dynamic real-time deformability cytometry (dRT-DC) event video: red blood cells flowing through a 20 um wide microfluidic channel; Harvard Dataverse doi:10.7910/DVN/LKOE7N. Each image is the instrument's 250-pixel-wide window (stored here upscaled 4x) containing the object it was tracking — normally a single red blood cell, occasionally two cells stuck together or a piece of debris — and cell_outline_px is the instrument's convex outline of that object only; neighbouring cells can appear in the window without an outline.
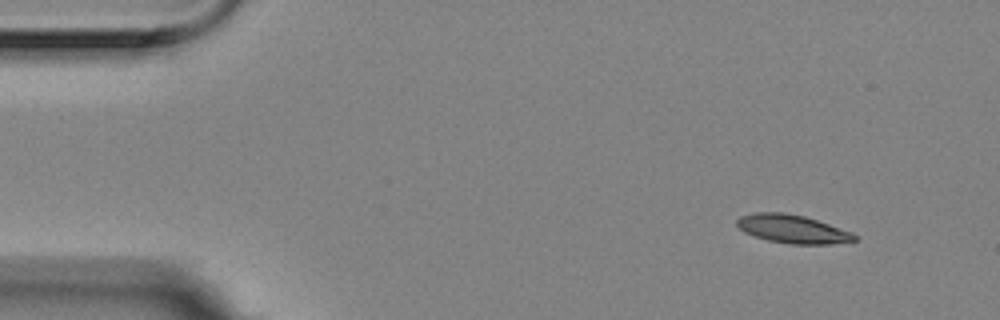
{"species": "Egyptian fruit bat (a non-hibernating species)", "species_latin": "Rousettus aegyptiacus", "temperature_condition": "room temperature", "stored_images_in_passage": 4, "camera_frame_rate_fps": 3000, "um_per_image_px": 0.085, "animal": {"sex": "female"}, "frame": {"image": 1, "passage_image": 1, "time_ms": 0.0, "image_size_px": [1000, 320], "cell_outline_px": [[860, 240], [832, 244], [792, 244], [768, 240], [744, 232], [736, 224], [736, 220], [740, 216], [756, 212], [784, 212], [804, 216], [852, 232]], "centroid_in_image_um": [67.37, 19.46], "position_along_channel_um": 17.6, "area_um2": 19.36}}
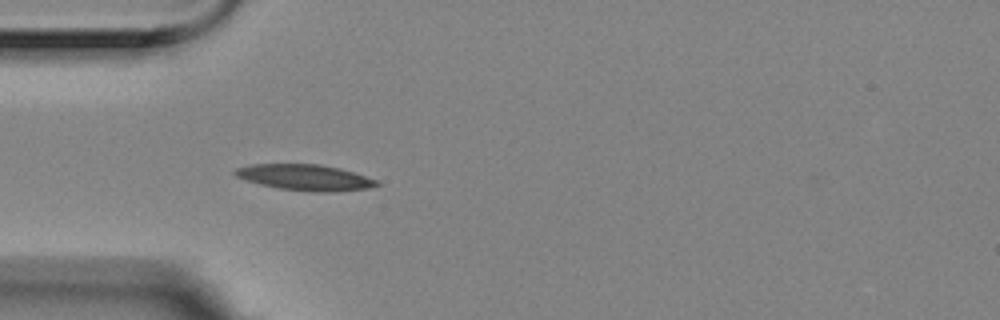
{"frame": {"image": 2, "passage_image": 4, "time_ms": 1.0, "image_size_px": [1000, 320], "cell_outline_px": [[380, 184], [368, 188], [332, 192], [312, 192], [276, 188], [260, 184], [236, 176], [232, 172], [236, 168], [252, 164], [320, 164], [340, 168], [376, 180]], "centroid_in_image_um": [25.9, 15.08], "position_along_channel_um": 59.1, "area_um2": 21.27}}